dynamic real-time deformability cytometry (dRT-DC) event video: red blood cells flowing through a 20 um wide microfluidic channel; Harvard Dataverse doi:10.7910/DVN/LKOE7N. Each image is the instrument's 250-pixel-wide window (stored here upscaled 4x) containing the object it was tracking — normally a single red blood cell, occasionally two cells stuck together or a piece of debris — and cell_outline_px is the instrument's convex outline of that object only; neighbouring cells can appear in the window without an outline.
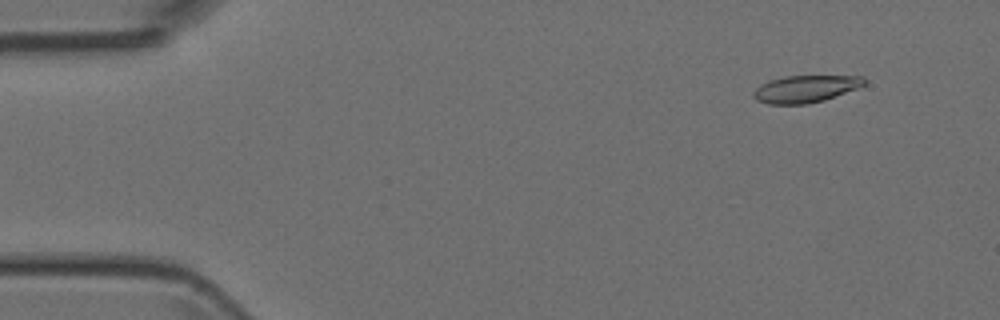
{"species": "Egyptian fruit bat (a non-hibernating species)", "species_latin": "Rousettus aegyptiacus", "temperature_condition": "room temperature", "stored_images_in_passage": 24, "camera_frame_rate_fps": 3000, "um_per_image_px": 0.085, "animal": {"sex": "female"}, "frame": {"image": 1, "passage_image": 1, "time_ms": 0.0, "image_size_px": [1000, 320], "cell_outline_px": [[868, 80], [864, 84], [856, 88], [824, 100], [808, 104], [768, 104], [756, 100], [752, 96], [752, 92], [760, 84], [768, 80], [784, 76], [864, 76]], "centroid_in_image_um": [68.42, 7.55], "position_along_channel_um": 16.6, "area_um2": 17.57}}
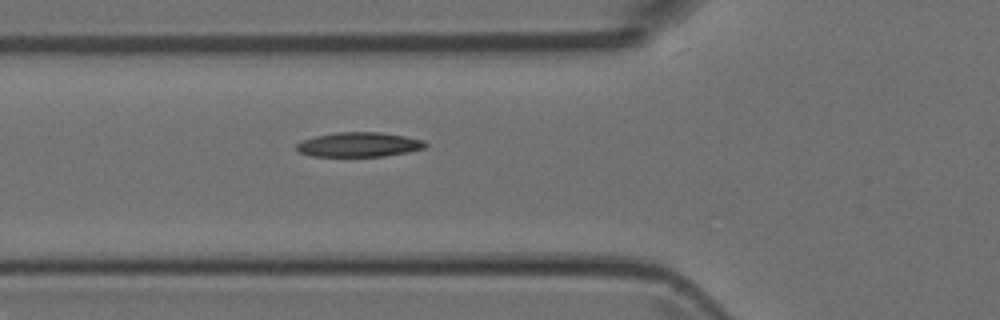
{"frame": {"image": 2, "passage_image": 14, "time_ms": 4.333, "image_size_px": [1000, 320], "cell_outline_px": [[428, 144], [424, 148], [408, 152], [384, 156], [312, 156], [300, 152], [296, 148], [296, 144], [300, 140], [316, 136], [336, 132], [380, 132], [404, 136], [424, 140]], "centroid_in_image_um": [30.51, 12.28], "position_along_channel_um": 95.3, "area_um2": 18.44}}
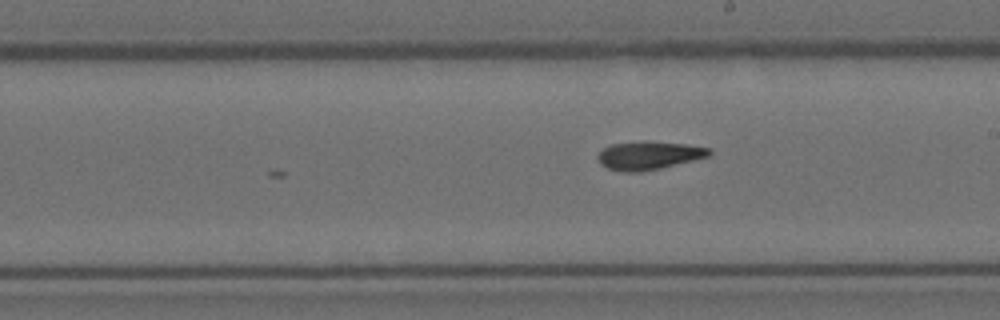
{"frame": {"image": 3, "passage_image": 24, "time_ms": 7.667, "image_size_px": [1000, 320], "cell_outline_px": [[712, 152], [708, 156], [696, 160], [660, 168], [640, 172], [624, 172], [608, 168], [600, 164], [596, 156], [604, 148], [612, 144], [688, 144], [712, 148]], "centroid_in_image_um": [55.18, 13.27], "position_along_channel_um": 233.8, "area_um2": 17.51}}